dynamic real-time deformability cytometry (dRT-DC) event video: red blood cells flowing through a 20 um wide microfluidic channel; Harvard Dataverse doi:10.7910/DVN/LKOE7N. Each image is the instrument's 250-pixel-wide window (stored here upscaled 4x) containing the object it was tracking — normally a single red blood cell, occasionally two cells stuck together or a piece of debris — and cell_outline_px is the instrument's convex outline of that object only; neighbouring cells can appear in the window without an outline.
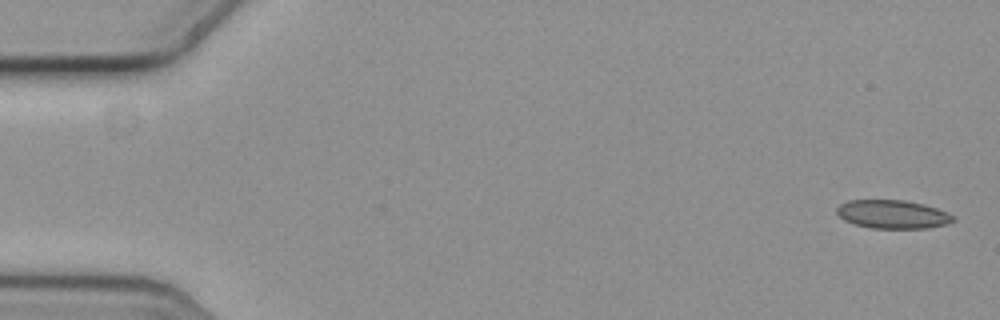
{"species": "common noctule bat (a hibernating species)", "species_latin": "Nyctalus noctula", "temperature_condition": "cold", "stored_images_in_passage": 57, "camera_frame_rate_fps": 3000, "um_per_image_px": 0.085, "animal": {"sex": "female", "body_mass_g": 19.3, "forearm_length_mm": 54.1}, "frame": {"image": 1, "passage_image": 1, "time_ms": 0.0, "image_size_px": [1000, 320], "cell_outline_px": [[956, 220], [948, 224], [928, 228], [872, 228], [856, 224], [844, 220], [836, 212], [836, 208], [840, 204], [848, 200], [904, 200], [936, 208], [956, 216]], "centroid_in_image_um": [75.89, 18.22], "position_along_channel_um": 9.1, "area_um2": 19.25}}
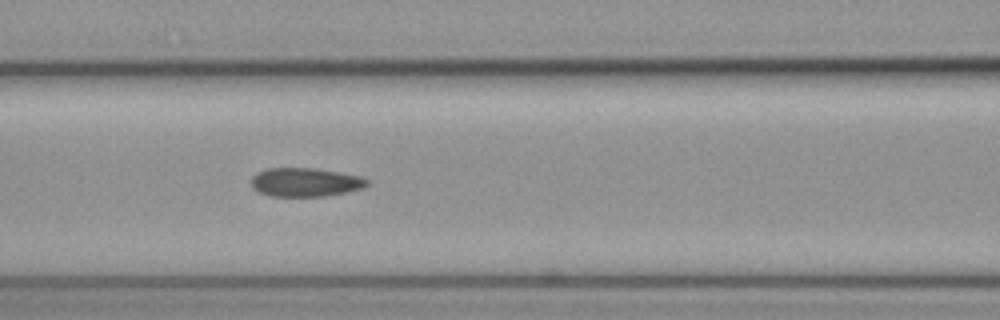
{"frame": {"image": 2, "passage_image": 24, "time_ms": 7.667, "image_size_px": [1000, 320], "cell_outline_px": [[368, 184], [364, 188], [324, 196], [268, 196], [252, 188], [252, 176], [256, 172], [268, 168], [316, 168], [360, 176], [368, 180]], "centroid_in_image_um": [25.93, 15.48], "position_along_channel_um": 140.7, "area_um2": 19.36}}
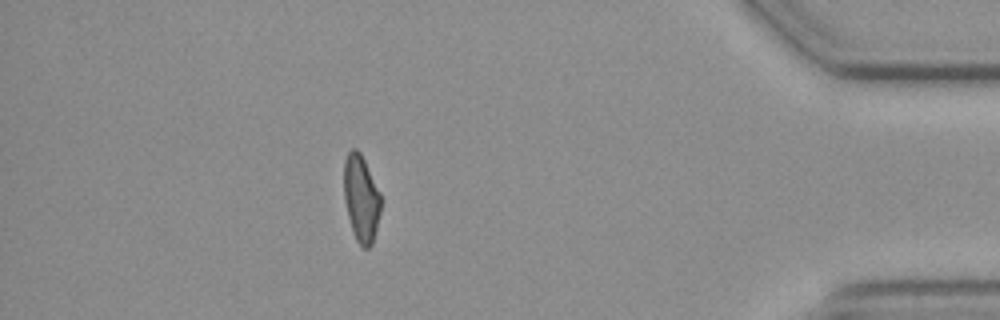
{"frame": {"image": 3, "passage_image": 50, "time_ms": 16.333, "image_size_px": [1000, 320], "cell_outline_px": [[380, 212], [372, 244], [368, 248], [364, 248], [356, 240], [352, 232], [344, 200], [344, 160], [348, 152], [352, 148], [356, 148], [360, 152], [380, 192]], "centroid_in_image_um": [30.68, 16.85], "position_along_channel_um": 404.5, "area_um2": 18.55}, "authors_computed_cell_mechanics": {"area_um2": 19.652, "velocity_mm_per_s": 3.6161, "shape_relaxation_time_tau1_ms": null, "shape_relaxation_time_tau2_ms": 3.5258, "deformation_change_tau1": null, "deformation_change_tau2": 0.0932}}